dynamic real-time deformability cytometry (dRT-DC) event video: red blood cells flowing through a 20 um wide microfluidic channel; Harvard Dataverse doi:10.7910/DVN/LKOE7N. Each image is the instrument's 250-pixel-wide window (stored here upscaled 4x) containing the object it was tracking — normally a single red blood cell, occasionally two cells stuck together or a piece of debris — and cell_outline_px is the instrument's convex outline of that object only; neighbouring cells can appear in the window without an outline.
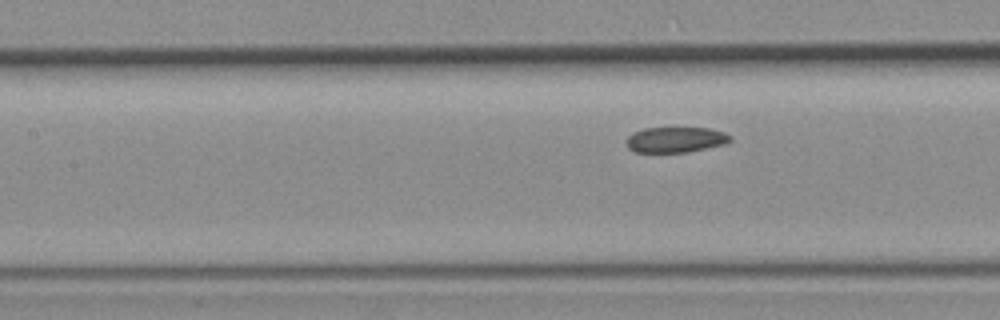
{"species": "common noctule bat (a hibernating species)", "species_latin": "Nyctalus noctula", "temperature_condition": "room temperature", "stored_images_in_passage": 6, "camera_frame_rate_fps": 3000, "um_per_image_px": 0.085, "animal": {"sex": "female", "body_mass_g": 19.3, "forearm_length_mm": 54.1}, "frame": {"image": 1, "passage_image": 6, "time_ms": 6.667, "image_size_px": [1000, 320], "cell_outline_px": [[732, 140], [724, 144], [688, 152], [636, 152], [628, 148], [624, 140], [632, 132], [644, 128], [708, 128], [724, 132], [732, 136]], "centroid_in_image_um": [57.39, 11.87], "position_along_channel_um": 150.0, "area_um2": 15.55}}